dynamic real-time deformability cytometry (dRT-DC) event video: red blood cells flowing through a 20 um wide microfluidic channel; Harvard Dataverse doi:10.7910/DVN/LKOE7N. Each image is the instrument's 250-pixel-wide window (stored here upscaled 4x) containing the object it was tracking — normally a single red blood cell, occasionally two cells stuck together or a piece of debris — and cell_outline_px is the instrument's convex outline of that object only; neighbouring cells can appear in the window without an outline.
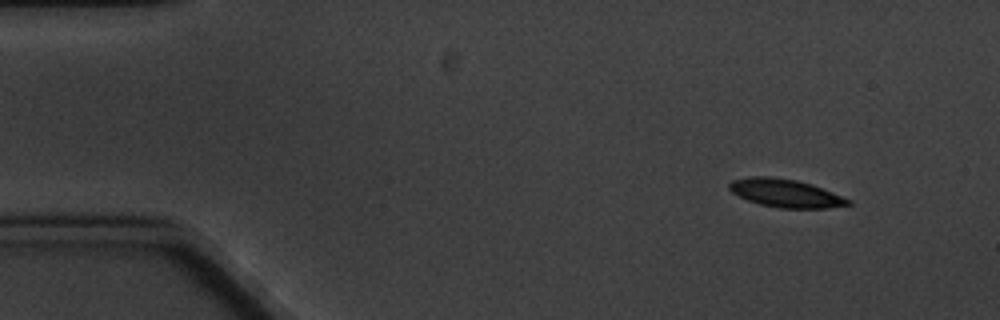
{"species": "common noctule bat (a hibernating species)", "species_latin": "Nyctalus noctula", "temperature_condition": "cold", "stored_images_in_passage": 4, "camera_frame_rate_fps": 3000, "um_per_image_px": 0.085, "animal": {"sex": "male", "body_mass_g": 20.1, "forearm_length_mm": 53.5}, "frame": {"image": 1, "passage_image": 1, "time_ms": 0.0, "image_size_px": [1000, 320], "cell_outline_px": [[852, 204], [828, 208], [780, 208], [760, 204], [748, 200], [732, 192], [728, 188], [728, 184], [732, 180], [752, 176], [768, 176], [796, 180], [812, 184], [852, 200]], "centroid_in_image_um": [66.78, 16.42], "position_along_channel_um": 18.2, "area_um2": 19.42}}
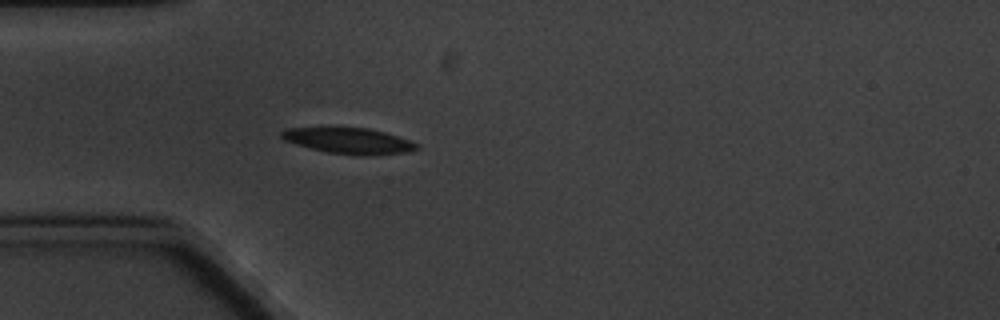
{"frame": {"image": 2, "passage_image": 4, "time_ms": 3.667, "image_size_px": [1000, 320], "cell_outline_px": [[420, 148], [408, 152], [328, 152], [296, 144], [284, 140], [280, 136], [280, 132], [288, 128], [368, 128], [384, 132], [420, 144]], "centroid_in_image_um": [29.59, 11.91], "position_along_channel_um": 55.4, "area_um2": 18.96}}